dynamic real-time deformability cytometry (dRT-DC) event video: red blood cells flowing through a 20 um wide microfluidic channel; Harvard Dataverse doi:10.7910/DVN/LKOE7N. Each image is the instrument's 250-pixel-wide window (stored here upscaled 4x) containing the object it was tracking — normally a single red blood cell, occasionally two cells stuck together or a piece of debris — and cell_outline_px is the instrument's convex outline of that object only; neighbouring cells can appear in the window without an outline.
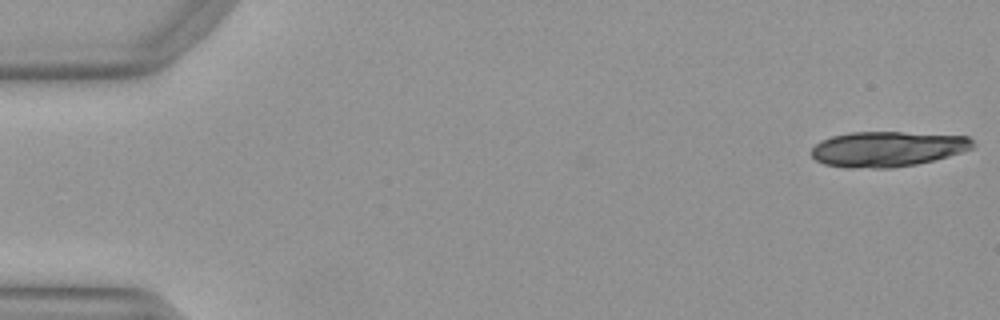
{"species": "Egyptian fruit bat (a non-hibernating species)", "species_latin": "Rousettus aegyptiacus", "temperature_condition": "warm", "stored_images_in_passage": 12, "camera_frame_rate_fps": 3000, "um_per_image_px": 0.085, "animal": {"sex": "female"}, "frame": {"image": 1, "passage_image": 1, "time_ms": 0.0, "image_size_px": [1000, 320], "cell_outline_px": [[976, 144], [972, 148], [948, 156], [916, 164], [892, 168], [844, 168], [824, 164], [816, 160], [812, 156], [812, 148], [816, 144], [832, 136], [852, 132], [900, 132], [968, 136]], "centroid_in_image_um": [75.42, 12.67], "position_along_channel_um": 9.6, "area_um2": 33.06}}